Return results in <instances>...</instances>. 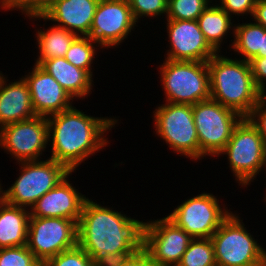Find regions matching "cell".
I'll return each mask as SVG.
<instances>
[{
	"label": "cell",
	"instance_id": "6da1fadb",
	"mask_svg": "<svg viewBox=\"0 0 266 266\" xmlns=\"http://www.w3.org/2000/svg\"><path fill=\"white\" fill-rule=\"evenodd\" d=\"M87 198L77 223L78 245L98 264L117 260L142 247L144 220Z\"/></svg>",
	"mask_w": 266,
	"mask_h": 266
},
{
	"label": "cell",
	"instance_id": "7a4b0ae2",
	"mask_svg": "<svg viewBox=\"0 0 266 266\" xmlns=\"http://www.w3.org/2000/svg\"><path fill=\"white\" fill-rule=\"evenodd\" d=\"M75 106L47 117L48 140L51 156L70 172L96 153L103 151L110 140L107 134L115 128L119 118L112 116L95 117ZM51 142V143H50Z\"/></svg>",
	"mask_w": 266,
	"mask_h": 266
},
{
	"label": "cell",
	"instance_id": "3957f363",
	"mask_svg": "<svg viewBox=\"0 0 266 266\" xmlns=\"http://www.w3.org/2000/svg\"><path fill=\"white\" fill-rule=\"evenodd\" d=\"M207 64L210 99L247 118L263 95L254 84L249 61L216 53Z\"/></svg>",
	"mask_w": 266,
	"mask_h": 266
},
{
	"label": "cell",
	"instance_id": "277c9868",
	"mask_svg": "<svg viewBox=\"0 0 266 266\" xmlns=\"http://www.w3.org/2000/svg\"><path fill=\"white\" fill-rule=\"evenodd\" d=\"M223 155L242 189L253 185L251 182L256 181L261 172L266 173V142L248 118H242L234 127L229 142L217 158Z\"/></svg>",
	"mask_w": 266,
	"mask_h": 266
},
{
	"label": "cell",
	"instance_id": "5b68a950",
	"mask_svg": "<svg viewBox=\"0 0 266 266\" xmlns=\"http://www.w3.org/2000/svg\"><path fill=\"white\" fill-rule=\"evenodd\" d=\"M249 231L232 212L210 238L217 266H266V248Z\"/></svg>",
	"mask_w": 266,
	"mask_h": 266
},
{
	"label": "cell",
	"instance_id": "8992f818",
	"mask_svg": "<svg viewBox=\"0 0 266 266\" xmlns=\"http://www.w3.org/2000/svg\"><path fill=\"white\" fill-rule=\"evenodd\" d=\"M162 61L157 69L165 102L195 105L210 99L207 62Z\"/></svg>",
	"mask_w": 266,
	"mask_h": 266
},
{
	"label": "cell",
	"instance_id": "52a82bcc",
	"mask_svg": "<svg viewBox=\"0 0 266 266\" xmlns=\"http://www.w3.org/2000/svg\"><path fill=\"white\" fill-rule=\"evenodd\" d=\"M154 133L170 150L191 161H200V147L192 105L159 104L153 110Z\"/></svg>",
	"mask_w": 266,
	"mask_h": 266
},
{
	"label": "cell",
	"instance_id": "ba28073f",
	"mask_svg": "<svg viewBox=\"0 0 266 266\" xmlns=\"http://www.w3.org/2000/svg\"><path fill=\"white\" fill-rule=\"evenodd\" d=\"M19 174L14 183L3 188V200L27 209L53 189L70 171L54 159L18 162Z\"/></svg>",
	"mask_w": 266,
	"mask_h": 266
},
{
	"label": "cell",
	"instance_id": "9c48e42d",
	"mask_svg": "<svg viewBox=\"0 0 266 266\" xmlns=\"http://www.w3.org/2000/svg\"><path fill=\"white\" fill-rule=\"evenodd\" d=\"M200 147V160L215 158L225 148L242 117L212 99L192 105Z\"/></svg>",
	"mask_w": 266,
	"mask_h": 266
},
{
	"label": "cell",
	"instance_id": "30bf717a",
	"mask_svg": "<svg viewBox=\"0 0 266 266\" xmlns=\"http://www.w3.org/2000/svg\"><path fill=\"white\" fill-rule=\"evenodd\" d=\"M219 199L218 195L202 191L181 201L166 217L192 238H211L232 213V207L228 209L229 205Z\"/></svg>",
	"mask_w": 266,
	"mask_h": 266
},
{
	"label": "cell",
	"instance_id": "8fae6325",
	"mask_svg": "<svg viewBox=\"0 0 266 266\" xmlns=\"http://www.w3.org/2000/svg\"><path fill=\"white\" fill-rule=\"evenodd\" d=\"M77 221L56 217H29L27 247L43 264L78 245Z\"/></svg>",
	"mask_w": 266,
	"mask_h": 266
},
{
	"label": "cell",
	"instance_id": "7c38bea8",
	"mask_svg": "<svg viewBox=\"0 0 266 266\" xmlns=\"http://www.w3.org/2000/svg\"><path fill=\"white\" fill-rule=\"evenodd\" d=\"M150 220L143 222L142 247L154 266H177L193 238L166 215Z\"/></svg>",
	"mask_w": 266,
	"mask_h": 266
},
{
	"label": "cell",
	"instance_id": "4fadbf2b",
	"mask_svg": "<svg viewBox=\"0 0 266 266\" xmlns=\"http://www.w3.org/2000/svg\"><path fill=\"white\" fill-rule=\"evenodd\" d=\"M48 145L47 117L35 116L0 128V148L16 163L45 159Z\"/></svg>",
	"mask_w": 266,
	"mask_h": 266
},
{
	"label": "cell",
	"instance_id": "5bb4252c",
	"mask_svg": "<svg viewBox=\"0 0 266 266\" xmlns=\"http://www.w3.org/2000/svg\"><path fill=\"white\" fill-rule=\"evenodd\" d=\"M137 24V25H136ZM135 21L128 0H99L89 37L104 49L118 48L135 32Z\"/></svg>",
	"mask_w": 266,
	"mask_h": 266
},
{
	"label": "cell",
	"instance_id": "9a60e30c",
	"mask_svg": "<svg viewBox=\"0 0 266 266\" xmlns=\"http://www.w3.org/2000/svg\"><path fill=\"white\" fill-rule=\"evenodd\" d=\"M165 20L169 42L165 59L207 62L216 54L205 40L197 20Z\"/></svg>",
	"mask_w": 266,
	"mask_h": 266
},
{
	"label": "cell",
	"instance_id": "2e32d148",
	"mask_svg": "<svg viewBox=\"0 0 266 266\" xmlns=\"http://www.w3.org/2000/svg\"><path fill=\"white\" fill-rule=\"evenodd\" d=\"M30 71L22 77L28 84L36 116L49 117L74 106L75 100L39 65L34 64Z\"/></svg>",
	"mask_w": 266,
	"mask_h": 266
},
{
	"label": "cell",
	"instance_id": "e0dca14e",
	"mask_svg": "<svg viewBox=\"0 0 266 266\" xmlns=\"http://www.w3.org/2000/svg\"><path fill=\"white\" fill-rule=\"evenodd\" d=\"M70 172L53 189L45 193L30 209V216L34 217H56L79 221L86 195L79 192L71 183Z\"/></svg>",
	"mask_w": 266,
	"mask_h": 266
},
{
	"label": "cell",
	"instance_id": "ac0fdd59",
	"mask_svg": "<svg viewBox=\"0 0 266 266\" xmlns=\"http://www.w3.org/2000/svg\"><path fill=\"white\" fill-rule=\"evenodd\" d=\"M99 0H51L41 11L47 22L77 36H88Z\"/></svg>",
	"mask_w": 266,
	"mask_h": 266
},
{
	"label": "cell",
	"instance_id": "d6986e66",
	"mask_svg": "<svg viewBox=\"0 0 266 266\" xmlns=\"http://www.w3.org/2000/svg\"><path fill=\"white\" fill-rule=\"evenodd\" d=\"M7 78V74H0V128L36 116L29 87L24 78L19 77L13 82Z\"/></svg>",
	"mask_w": 266,
	"mask_h": 266
},
{
	"label": "cell",
	"instance_id": "ffe728a7",
	"mask_svg": "<svg viewBox=\"0 0 266 266\" xmlns=\"http://www.w3.org/2000/svg\"><path fill=\"white\" fill-rule=\"evenodd\" d=\"M48 74H50L76 101L88 99L93 94L94 79L87 70L80 69L65 57H56L44 60L40 65Z\"/></svg>",
	"mask_w": 266,
	"mask_h": 266
},
{
	"label": "cell",
	"instance_id": "44dd1931",
	"mask_svg": "<svg viewBox=\"0 0 266 266\" xmlns=\"http://www.w3.org/2000/svg\"><path fill=\"white\" fill-rule=\"evenodd\" d=\"M26 18L34 22L41 20L45 22L42 26L36 29L35 27V38L37 49L39 50L36 54V60L34 64L40 65L44 60L56 58V57H65L66 52L68 51L71 43L77 37L76 34L66 30L65 28L58 27L51 23L50 26L45 28L47 20L40 13H33L25 16Z\"/></svg>",
	"mask_w": 266,
	"mask_h": 266
},
{
	"label": "cell",
	"instance_id": "7402d4cb",
	"mask_svg": "<svg viewBox=\"0 0 266 266\" xmlns=\"http://www.w3.org/2000/svg\"><path fill=\"white\" fill-rule=\"evenodd\" d=\"M235 21V18L233 19L217 4V2L214 3V1L197 19L198 26L205 40L216 53L222 52L221 49L224 48L222 46H224L223 44L227 42L226 39L230 36L232 39L229 40V45L227 46L231 49L234 38L232 34H234Z\"/></svg>",
	"mask_w": 266,
	"mask_h": 266
},
{
	"label": "cell",
	"instance_id": "603a6c76",
	"mask_svg": "<svg viewBox=\"0 0 266 266\" xmlns=\"http://www.w3.org/2000/svg\"><path fill=\"white\" fill-rule=\"evenodd\" d=\"M30 210L0 203V249L27 245Z\"/></svg>",
	"mask_w": 266,
	"mask_h": 266
},
{
	"label": "cell",
	"instance_id": "cb8c5ba5",
	"mask_svg": "<svg viewBox=\"0 0 266 266\" xmlns=\"http://www.w3.org/2000/svg\"><path fill=\"white\" fill-rule=\"evenodd\" d=\"M251 21L249 23L247 20L244 23L238 20V23L235 22L233 44L229 50L245 61H250L259 52L262 43V25Z\"/></svg>",
	"mask_w": 266,
	"mask_h": 266
},
{
	"label": "cell",
	"instance_id": "d4e9b609",
	"mask_svg": "<svg viewBox=\"0 0 266 266\" xmlns=\"http://www.w3.org/2000/svg\"><path fill=\"white\" fill-rule=\"evenodd\" d=\"M100 48L89 36H77L66 52L65 59L72 65L87 70L94 77L95 58Z\"/></svg>",
	"mask_w": 266,
	"mask_h": 266
},
{
	"label": "cell",
	"instance_id": "484cf974",
	"mask_svg": "<svg viewBox=\"0 0 266 266\" xmlns=\"http://www.w3.org/2000/svg\"><path fill=\"white\" fill-rule=\"evenodd\" d=\"M177 266H217L210 238H193Z\"/></svg>",
	"mask_w": 266,
	"mask_h": 266
},
{
	"label": "cell",
	"instance_id": "4316f807",
	"mask_svg": "<svg viewBox=\"0 0 266 266\" xmlns=\"http://www.w3.org/2000/svg\"><path fill=\"white\" fill-rule=\"evenodd\" d=\"M214 0H168L165 19L197 20Z\"/></svg>",
	"mask_w": 266,
	"mask_h": 266
},
{
	"label": "cell",
	"instance_id": "83f0119b",
	"mask_svg": "<svg viewBox=\"0 0 266 266\" xmlns=\"http://www.w3.org/2000/svg\"><path fill=\"white\" fill-rule=\"evenodd\" d=\"M135 21L139 24L143 18H166L168 0H128ZM165 16V17H164ZM159 17V18H158Z\"/></svg>",
	"mask_w": 266,
	"mask_h": 266
},
{
	"label": "cell",
	"instance_id": "f1b7e54d",
	"mask_svg": "<svg viewBox=\"0 0 266 266\" xmlns=\"http://www.w3.org/2000/svg\"><path fill=\"white\" fill-rule=\"evenodd\" d=\"M44 266H99L79 245L48 259Z\"/></svg>",
	"mask_w": 266,
	"mask_h": 266
},
{
	"label": "cell",
	"instance_id": "f546056e",
	"mask_svg": "<svg viewBox=\"0 0 266 266\" xmlns=\"http://www.w3.org/2000/svg\"><path fill=\"white\" fill-rule=\"evenodd\" d=\"M27 245L0 249V266H39Z\"/></svg>",
	"mask_w": 266,
	"mask_h": 266
},
{
	"label": "cell",
	"instance_id": "4dcf8cb0",
	"mask_svg": "<svg viewBox=\"0 0 266 266\" xmlns=\"http://www.w3.org/2000/svg\"><path fill=\"white\" fill-rule=\"evenodd\" d=\"M51 0H0V9L7 11H19L24 16L41 13Z\"/></svg>",
	"mask_w": 266,
	"mask_h": 266
},
{
	"label": "cell",
	"instance_id": "1f68e13d",
	"mask_svg": "<svg viewBox=\"0 0 266 266\" xmlns=\"http://www.w3.org/2000/svg\"><path fill=\"white\" fill-rule=\"evenodd\" d=\"M215 2H218L217 4L232 18L235 17L237 18L236 20H239L240 16V19H246L248 15H250L249 18L252 17L257 0H215Z\"/></svg>",
	"mask_w": 266,
	"mask_h": 266
},
{
	"label": "cell",
	"instance_id": "d6a6232c",
	"mask_svg": "<svg viewBox=\"0 0 266 266\" xmlns=\"http://www.w3.org/2000/svg\"><path fill=\"white\" fill-rule=\"evenodd\" d=\"M99 266H154L147 251L141 247L135 253Z\"/></svg>",
	"mask_w": 266,
	"mask_h": 266
},
{
	"label": "cell",
	"instance_id": "836d02e7",
	"mask_svg": "<svg viewBox=\"0 0 266 266\" xmlns=\"http://www.w3.org/2000/svg\"><path fill=\"white\" fill-rule=\"evenodd\" d=\"M249 64L255 86L264 93L266 91V57H253Z\"/></svg>",
	"mask_w": 266,
	"mask_h": 266
},
{
	"label": "cell",
	"instance_id": "e575fe53",
	"mask_svg": "<svg viewBox=\"0 0 266 266\" xmlns=\"http://www.w3.org/2000/svg\"><path fill=\"white\" fill-rule=\"evenodd\" d=\"M247 118L258 129L266 142V98L263 95Z\"/></svg>",
	"mask_w": 266,
	"mask_h": 266
},
{
	"label": "cell",
	"instance_id": "d590c367",
	"mask_svg": "<svg viewBox=\"0 0 266 266\" xmlns=\"http://www.w3.org/2000/svg\"><path fill=\"white\" fill-rule=\"evenodd\" d=\"M251 19L266 29V0H257Z\"/></svg>",
	"mask_w": 266,
	"mask_h": 266
},
{
	"label": "cell",
	"instance_id": "8d00e7d4",
	"mask_svg": "<svg viewBox=\"0 0 266 266\" xmlns=\"http://www.w3.org/2000/svg\"><path fill=\"white\" fill-rule=\"evenodd\" d=\"M254 57H266V29L262 26V43L261 49Z\"/></svg>",
	"mask_w": 266,
	"mask_h": 266
},
{
	"label": "cell",
	"instance_id": "74e56055",
	"mask_svg": "<svg viewBox=\"0 0 266 266\" xmlns=\"http://www.w3.org/2000/svg\"><path fill=\"white\" fill-rule=\"evenodd\" d=\"M1 182V180H0ZM3 186L2 182L0 183V203L3 201Z\"/></svg>",
	"mask_w": 266,
	"mask_h": 266
},
{
	"label": "cell",
	"instance_id": "f35d334b",
	"mask_svg": "<svg viewBox=\"0 0 266 266\" xmlns=\"http://www.w3.org/2000/svg\"><path fill=\"white\" fill-rule=\"evenodd\" d=\"M265 196L263 197L264 198V203H266V193L264 194Z\"/></svg>",
	"mask_w": 266,
	"mask_h": 266
}]
</instances>
